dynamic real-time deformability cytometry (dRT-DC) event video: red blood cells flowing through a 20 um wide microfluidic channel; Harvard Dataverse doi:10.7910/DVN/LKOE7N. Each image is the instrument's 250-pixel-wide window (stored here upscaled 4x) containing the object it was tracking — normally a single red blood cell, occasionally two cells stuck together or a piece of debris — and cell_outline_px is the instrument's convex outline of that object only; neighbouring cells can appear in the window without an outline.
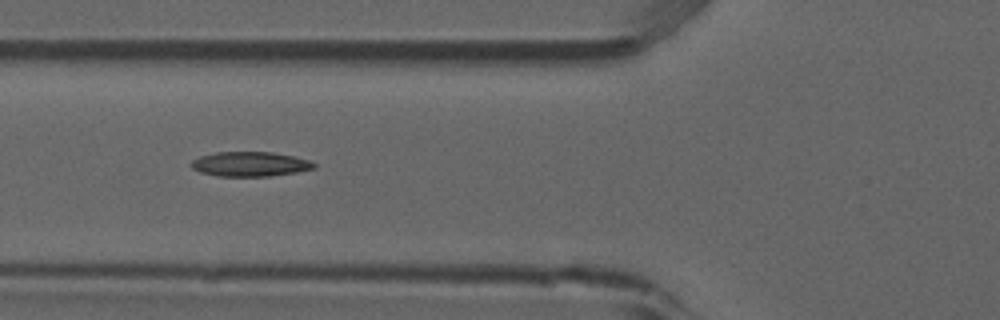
{"species": "common noctule bat (a hibernating species)", "species_latin": "Nyctalus noctula", "temperature_condition": "room temperature", "stored_images_in_passage": 7, "camera_frame_rate_fps": 3000, "um_per_image_px": 0.085, "animal": {"sex": "male", "forearm_length_mm": 52.5}, "frame": {"image": 1, "passage_image": 5, "time_ms": 1.333, "image_size_px": [1000, 320], "cell_outline_px": [[316, 168], [296, 172], [268, 176], [216, 176], [200, 172], [192, 168], [192, 160], [200, 156], [216, 152], [272, 152], [292, 156], [308, 160], [316, 164]], "centroid_in_image_um": [21.24, 13.95], "position_along_channel_um": 104.6, "area_um2": 17.51}}
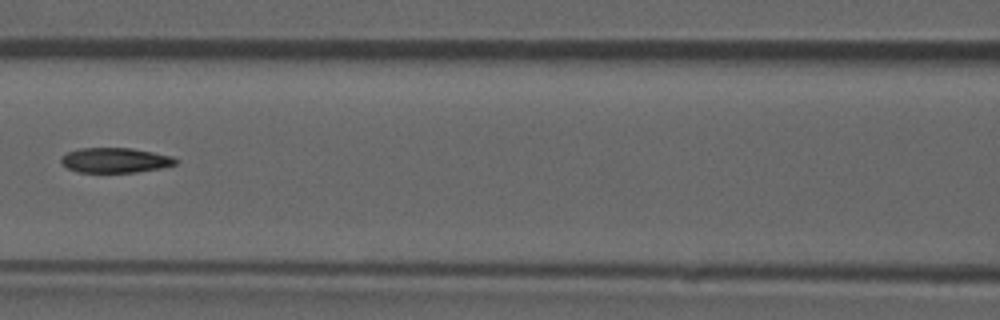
{"frame": {"image": 2, "passage_image": 6, "time_ms": 1.667, "image_size_px": [1000, 320], "cell_outline_px": [[176, 164], [160, 168], [136, 172], [76, 172], [68, 168], [60, 160], [60, 156], [68, 152], [80, 148], [132, 148], [172, 156], [176, 160]], "centroid_in_image_um": [9.76, 13.62], "position_along_channel_um": 156.8, "area_um2": 16.53}}